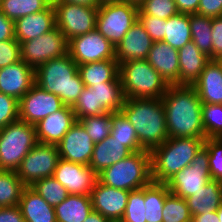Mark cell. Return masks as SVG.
Masks as SVG:
<instances>
[{
  "label": "cell",
  "instance_id": "obj_1",
  "mask_svg": "<svg viewBox=\"0 0 222 222\" xmlns=\"http://www.w3.org/2000/svg\"><path fill=\"white\" fill-rule=\"evenodd\" d=\"M168 138H205L202 101L193 86L170 85L161 98Z\"/></svg>",
  "mask_w": 222,
  "mask_h": 222
},
{
  "label": "cell",
  "instance_id": "obj_2",
  "mask_svg": "<svg viewBox=\"0 0 222 222\" xmlns=\"http://www.w3.org/2000/svg\"><path fill=\"white\" fill-rule=\"evenodd\" d=\"M120 112L133 125L144 150L151 152L168 139L161 98H125Z\"/></svg>",
  "mask_w": 222,
  "mask_h": 222
},
{
  "label": "cell",
  "instance_id": "obj_3",
  "mask_svg": "<svg viewBox=\"0 0 222 222\" xmlns=\"http://www.w3.org/2000/svg\"><path fill=\"white\" fill-rule=\"evenodd\" d=\"M35 84L60 97L72 106L84 88L77 63L67 53L51 59L35 69Z\"/></svg>",
  "mask_w": 222,
  "mask_h": 222
},
{
  "label": "cell",
  "instance_id": "obj_4",
  "mask_svg": "<svg viewBox=\"0 0 222 222\" xmlns=\"http://www.w3.org/2000/svg\"><path fill=\"white\" fill-rule=\"evenodd\" d=\"M206 138H168L151 153L152 182L165 184L172 176L189 166Z\"/></svg>",
  "mask_w": 222,
  "mask_h": 222
},
{
  "label": "cell",
  "instance_id": "obj_5",
  "mask_svg": "<svg viewBox=\"0 0 222 222\" xmlns=\"http://www.w3.org/2000/svg\"><path fill=\"white\" fill-rule=\"evenodd\" d=\"M98 181L116 189L134 191L148 186L151 178V153L132 152L126 158L104 169Z\"/></svg>",
  "mask_w": 222,
  "mask_h": 222
},
{
  "label": "cell",
  "instance_id": "obj_6",
  "mask_svg": "<svg viewBox=\"0 0 222 222\" xmlns=\"http://www.w3.org/2000/svg\"><path fill=\"white\" fill-rule=\"evenodd\" d=\"M119 76L125 98H162L170 86L146 59L120 63Z\"/></svg>",
  "mask_w": 222,
  "mask_h": 222
},
{
  "label": "cell",
  "instance_id": "obj_7",
  "mask_svg": "<svg viewBox=\"0 0 222 222\" xmlns=\"http://www.w3.org/2000/svg\"><path fill=\"white\" fill-rule=\"evenodd\" d=\"M38 143L35 125L20 119L0 129V170L16 171Z\"/></svg>",
  "mask_w": 222,
  "mask_h": 222
},
{
  "label": "cell",
  "instance_id": "obj_8",
  "mask_svg": "<svg viewBox=\"0 0 222 222\" xmlns=\"http://www.w3.org/2000/svg\"><path fill=\"white\" fill-rule=\"evenodd\" d=\"M139 8L124 1L100 4L96 17V30L114 47L138 21Z\"/></svg>",
  "mask_w": 222,
  "mask_h": 222
},
{
  "label": "cell",
  "instance_id": "obj_9",
  "mask_svg": "<svg viewBox=\"0 0 222 222\" xmlns=\"http://www.w3.org/2000/svg\"><path fill=\"white\" fill-rule=\"evenodd\" d=\"M55 9L56 27L67 40L96 29L98 7L52 1Z\"/></svg>",
  "mask_w": 222,
  "mask_h": 222
},
{
  "label": "cell",
  "instance_id": "obj_10",
  "mask_svg": "<svg viewBox=\"0 0 222 222\" xmlns=\"http://www.w3.org/2000/svg\"><path fill=\"white\" fill-rule=\"evenodd\" d=\"M66 36L55 27L43 35L20 43L21 60L36 69L45 62L68 53Z\"/></svg>",
  "mask_w": 222,
  "mask_h": 222
},
{
  "label": "cell",
  "instance_id": "obj_11",
  "mask_svg": "<svg viewBox=\"0 0 222 222\" xmlns=\"http://www.w3.org/2000/svg\"><path fill=\"white\" fill-rule=\"evenodd\" d=\"M60 159L57 145L38 142L23 158L16 170L18 177L31 187L36 181L54 174Z\"/></svg>",
  "mask_w": 222,
  "mask_h": 222
},
{
  "label": "cell",
  "instance_id": "obj_12",
  "mask_svg": "<svg viewBox=\"0 0 222 222\" xmlns=\"http://www.w3.org/2000/svg\"><path fill=\"white\" fill-rule=\"evenodd\" d=\"M211 179L208 151L203 146L196 153L191 164L177 172L165 184L171 193L185 199L196 193Z\"/></svg>",
  "mask_w": 222,
  "mask_h": 222
},
{
  "label": "cell",
  "instance_id": "obj_13",
  "mask_svg": "<svg viewBox=\"0 0 222 222\" xmlns=\"http://www.w3.org/2000/svg\"><path fill=\"white\" fill-rule=\"evenodd\" d=\"M68 54L77 65L116 59L113 44L96 29L69 40Z\"/></svg>",
  "mask_w": 222,
  "mask_h": 222
},
{
  "label": "cell",
  "instance_id": "obj_14",
  "mask_svg": "<svg viewBox=\"0 0 222 222\" xmlns=\"http://www.w3.org/2000/svg\"><path fill=\"white\" fill-rule=\"evenodd\" d=\"M64 106L65 104L59 96L34 84L19 100V119L28 124L36 125L40 120Z\"/></svg>",
  "mask_w": 222,
  "mask_h": 222
},
{
  "label": "cell",
  "instance_id": "obj_15",
  "mask_svg": "<svg viewBox=\"0 0 222 222\" xmlns=\"http://www.w3.org/2000/svg\"><path fill=\"white\" fill-rule=\"evenodd\" d=\"M53 177L67 190L68 194L91 195L98 175L87 165L59 159Z\"/></svg>",
  "mask_w": 222,
  "mask_h": 222
},
{
  "label": "cell",
  "instance_id": "obj_16",
  "mask_svg": "<svg viewBox=\"0 0 222 222\" xmlns=\"http://www.w3.org/2000/svg\"><path fill=\"white\" fill-rule=\"evenodd\" d=\"M129 192L97 181L90 195L93 210L111 222H120L126 210Z\"/></svg>",
  "mask_w": 222,
  "mask_h": 222
},
{
  "label": "cell",
  "instance_id": "obj_17",
  "mask_svg": "<svg viewBox=\"0 0 222 222\" xmlns=\"http://www.w3.org/2000/svg\"><path fill=\"white\" fill-rule=\"evenodd\" d=\"M94 142L77 121L57 144L61 159L89 166Z\"/></svg>",
  "mask_w": 222,
  "mask_h": 222
},
{
  "label": "cell",
  "instance_id": "obj_18",
  "mask_svg": "<svg viewBox=\"0 0 222 222\" xmlns=\"http://www.w3.org/2000/svg\"><path fill=\"white\" fill-rule=\"evenodd\" d=\"M35 84V69L23 60L0 68V92L18 101Z\"/></svg>",
  "mask_w": 222,
  "mask_h": 222
},
{
  "label": "cell",
  "instance_id": "obj_19",
  "mask_svg": "<svg viewBox=\"0 0 222 222\" xmlns=\"http://www.w3.org/2000/svg\"><path fill=\"white\" fill-rule=\"evenodd\" d=\"M76 122L73 109L71 106L65 105L35 125L37 141L57 145Z\"/></svg>",
  "mask_w": 222,
  "mask_h": 222
},
{
  "label": "cell",
  "instance_id": "obj_20",
  "mask_svg": "<svg viewBox=\"0 0 222 222\" xmlns=\"http://www.w3.org/2000/svg\"><path fill=\"white\" fill-rule=\"evenodd\" d=\"M153 42L138 20L115 47L117 62L120 64L130 60L146 59Z\"/></svg>",
  "mask_w": 222,
  "mask_h": 222
},
{
  "label": "cell",
  "instance_id": "obj_21",
  "mask_svg": "<svg viewBox=\"0 0 222 222\" xmlns=\"http://www.w3.org/2000/svg\"><path fill=\"white\" fill-rule=\"evenodd\" d=\"M146 60L169 85H179L178 50L163 41L153 42Z\"/></svg>",
  "mask_w": 222,
  "mask_h": 222
},
{
  "label": "cell",
  "instance_id": "obj_22",
  "mask_svg": "<svg viewBox=\"0 0 222 222\" xmlns=\"http://www.w3.org/2000/svg\"><path fill=\"white\" fill-rule=\"evenodd\" d=\"M15 39L21 43L35 39L56 27L55 9L51 3L45 10L33 13L14 22Z\"/></svg>",
  "mask_w": 222,
  "mask_h": 222
},
{
  "label": "cell",
  "instance_id": "obj_23",
  "mask_svg": "<svg viewBox=\"0 0 222 222\" xmlns=\"http://www.w3.org/2000/svg\"><path fill=\"white\" fill-rule=\"evenodd\" d=\"M192 86L196 89L202 104H222V64L220 61L210 60Z\"/></svg>",
  "mask_w": 222,
  "mask_h": 222
},
{
  "label": "cell",
  "instance_id": "obj_24",
  "mask_svg": "<svg viewBox=\"0 0 222 222\" xmlns=\"http://www.w3.org/2000/svg\"><path fill=\"white\" fill-rule=\"evenodd\" d=\"M178 55L179 85L192 86L199 79L210 58L201 52L192 40L178 50Z\"/></svg>",
  "mask_w": 222,
  "mask_h": 222
},
{
  "label": "cell",
  "instance_id": "obj_25",
  "mask_svg": "<svg viewBox=\"0 0 222 222\" xmlns=\"http://www.w3.org/2000/svg\"><path fill=\"white\" fill-rule=\"evenodd\" d=\"M131 153L121 142L109 135L101 142L94 144L89 167L98 175Z\"/></svg>",
  "mask_w": 222,
  "mask_h": 222
},
{
  "label": "cell",
  "instance_id": "obj_26",
  "mask_svg": "<svg viewBox=\"0 0 222 222\" xmlns=\"http://www.w3.org/2000/svg\"><path fill=\"white\" fill-rule=\"evenodd\" d=\"M18 206L25 222H57L54 207L31 187L23 190Z\"/></svg>",
  "mask_w": 222,
  "mask_h": 222
},
{
  "label": "cell",
  "instance_id": "obj_27",
  "mask_svg": "<svg viewBox=\"0 0 222 222\" xmlns=\"http://www.w3.org/2000/svg\"><path fill=\"white\" fill-rule=\"evenodd\" d=\"M185 200L192 217L206 212L217 211L222 204V183L211 179Z\"/></svg>",
  "mask_w": 222,
  "mask_h": 222
},
{
  "label": "cell",
  "instance_id": "obj_28",
  "mask_svg": "<svg viewBox=\"0 0 222 222\" xmlns=\"http://www.w3.org/2000/svg\"><path fill=\"white\" fill-rule=\"evenodd\" d=\"M54 209L57 222H83L93 210L91 196L69 194Z\"/></svg>",
  "mask_w": 222,
  "mask_h": 222
},
{
  "label": "cell",
  "instance_id": "obj_29",
  "mask_svg": "<svg viewBox=\"0 0 222 222\" xmlns=\"http://www.w3.org/2000/svg\"><path fill=\"white\" fill-rule=\"evenodd\" d=\"M84 87L111 82L119 75V63L116 59H107L78 65Z\"/></svg>",
  "mask_w": 222,
  "mask_h": 222
},
{
  "label": "cell",
  "instance_id": "obj_30",
  "mask_svg": "<svg viewBox=\"0 0 222 222\" xmlns=\"http://www.w3.org/2000/svg\"><path fill=\"white\" fill-rule=\"evenodd\" d=\"M89 88L95 90L97 106L104 113L120 112L125 102V96L119 75L111 82H104Z\"/></svg>",
  "mask_w": 222,
  "mask_h": 222
},
{
  "label": "cell",
  "instance_id": "obj_31",
  "mask_svg": "<svg viewBox=\"0 0 222 222\" xmlns=\"http://www.w3.org/2000/svg\"><path fill=\"white\" fill-rule=\"evenodd\" d=\"M191 40L190 14L178 13L166 19L163 42L179 50Z\"/></svg>",
  "mask_w": 222,
  "mask_h": 222
},
{
  "label": "cell",
  "instance_id": "obj_32",
  "mask_svg": "<svg viewBox=\"0 0 222 222\" xmlns=\"http://www.w3.org/2000/svg\"><path fill=\"white\" fill-rule=\"evenodd\" d=\"M170 193L166 184L151 182L145 187V218L146 222H162L163 205Z\"/></svg>",
  "mask_w": 222,
  "mask_h": 222
},
{
  "label": "cell",
  "instance_id": "obj_33",
  "mask_svg": "<svg viewBox=\"0 0 222 222\" xmlns=\"http://www.w3.org/2000/svg\"><path fill=\"white\" fill-rule=\"evenodd\" d=\"M26 187L16 171L0 170V208L18 206Z\"/></svg>",
  "mask_w": 222,
  "mask_h": 222
},
{
  "label": "cell",
  "instance_id": "obj_34",
  "mask_svg": "<svg viewBox=\"0 0 222 222\" xmlns=\"http://www.w3.org/2000/svg\"><path fill=\"white\" fill-rule=\"evenodd\" d=\"M190 29L196 47L212 60V18L190 14Z\"/></svg>",
  "mask_w": 222,
  "mask_h": 222
},
{
  "label": "cell",
  "instance_id": "obj_35",
  "mask_svg": "<svg viewBox=\"0 0 222 222\" xmlns=\"http://www.w3.org/2000/svg\"><path fill=\"white\" fill-rule=\"evenodd\" d=\"M111 123V137L121 142L131 152L146 151L141 147L133 125L121 112H112Z\"/></svg>",
  "mask_w": 222,
  "mask_h": 222
},
{
  "label": "cell",
  "instance_id": "obj_36",
  "mask_svg": "<svg viewBox=\"0 0 222 222\" xmlns=\"http://www.w3.org/2000/svg\"><path fill=\"white\" fill-rule=\"evenodd\" d=\"M52 0H0V11L14 22L21 17L45 10Z\"/></svg>",
  "mask_w": 222,
  "mask_h": 222
},
{
  "label": "cell",
  "instance_id": "obj_37",
  "mask_svg": "<svg viewBox=\"0 0 222 222\" xmlns=\"http://www.w3.org/2000/svg\"><path fill=\"white\" fill-rule=\"evenodd\" d=\"M31 188L53 207L59 205L69 195L66 188L53 176L36 181Z\"/></svg>",
  "mask_w": 222,
  "mask_h": 222
},
{
  "label": "cell",
  "instance_id": "obj_38",
  "mask_svg": "<svg viewBox=\"0 0 222 222\" xmlns=\"http://www.w3.org/2000/svg\"><path fill=\"white\" fill-rule=\"evenodd\" d=\"M162 211V222H191L192 220L186 200L171 192L165 198Z\"/></svg>",
  "mask_w": 222,
  "mask_h": 222
},
{
  "label": "cell",
  "instance_id": "obj_39",
  "mask_svg": "<svg viewBox=\"0 0 222 222\" xmlns=\"http://www.w3.org/2000/svg\"><path fill=\"white\" fill-rule=\"evenodd\" d=\"M111 118L112 112L99 116H87L79 119L78 122L85 128L92 141L98 143L110 135Z\"/></svg>",
  "mask_w": 222,
  "mask_h": 222
},
{
  "label": "cell",
  "instance_id": "obj_40",
  "mask_svg": "<svg viewBox=\"0 0 222 222\" xmlns=\"http://www.w3.org/2000/svg\"><path fill=\"white\" fill-rule=\"evenodd\" d=\"M205 138H222V104H202Z\"/></svg>",
  "mask_w": 222,
  "mask_h": 222
},
{
  "label": "cell",
  "instance_id": "obj_41",
  "mask_svg": "<svg viewBox=\"0 0 222 222\" xmlns=\"http://www.w3.org/2000/svg\"><path fill=\"white\" fill-rule=\"evenodd\" d=\"M71 108L73 109L77 121L87 116H99L105 114L97 106V97L95 90L89 87L83 88L81 95L71 106Z\"/></svg>",
  "mask_w": 222,
  "mask_h": 222
},
{
  "label": "cell",
  "instance_id": "obj_42",
  "mask_svg": "<svg viewBox=\"0 0 222 222\" xmlns=\"http://www.w3.org/2000/svg\"><path fill=\"white\" fill-rule=\"evenodd\" d=\"M144 202L145 187L130 191L126 210L120 222H146Z\"/></svg>",
  "mask_w": 222,
  "mask_h": 222
},
{
  "label": "cell",
  "instance_id": "obj_43",
  "mask_svg": "<svg viewBox=\"0 0 222 222\" xmlns=\"http://www.w3.org/2000/svg\"><path fill=\"white\" fill-rule=\"evenodd\" d=\"M138 8V14L165 20L179 13L174 0H145Z\"/></svg>",
  "mask_w": 222,
  "mask_h": 222
},
{
  "label": "cell",
  "instance_id": "obj_44",
  "mask_svg": "<svg viewBox=\"0 0 222 222\" xmlns=\"http://www.w3.org/2000/svg\"><path fill=\"white\" fill-rule=\"evenodd\" d=\"M204 146L208 151L210 176L222 183V138H206Z\"/></svg>",
  "mask_w": 222,
  "mask_h": 222
},
{
  "label": "cell",
  "instance_id": "obj_45",
  "mask_svg": "<svg viewBox=\"0 0 222 222\" xmlns=\"http://www.w3.org/2000/svg\"><path fill=\"white\" fill-rule=\"evenodd\" d=\"M19 119V101L0 92V129Z\"/></svg>",
  "mask_w": 222,
  "mask_h": 222
},
{
  "label": "cell",
  "instance_id": "obj_46",
  "mask_svg": "<svg viewBox=\"0 0 222 222\" xmlns=\"http://www.w3.org/2000/svg\"><path fill=\"white\" fill-rule=\"evenodd\" d=\"M139 22L144 26L150 38L156 41H163L165 35L166 20L146 14H138Z\"/></svg>",
  "mask_w": 222,
  "mask_h": 222
},
{
  "label": "cell",
  "instance_id": "obj_47",
  "mask_svg": "<svg viewBox=\"0 0 222 222\" xmlns=\"http://www.w3.org/2000/svg\"><path fill=\"white\" fill-rule=\"evenodd\" d=\"M21 60L20 43L16 39L0 41V68Z\"/></svg>",
  "mask_w": 222,
  "mask_h": 222
},
{
  "label": "cell",
  "instance_id": "obj_48",
  "mask_svg": "<svg viewBox=\"0 0 222 222\" xmlns=\"http://www.w3.org/2000/svg\"><path fill=\"white\" fill-rule=\"evenodd\" d=\"M222 58V16L212 18V60Z\"/></svg>",
  "mask_w": 222,
  "mask_h": 222
},
{
  "label": "cell",
  "instance_id": "obj_49",
  "mask_svg": "<svg viewBox=\"0 0 222 222\" xmlns=\"http://www.w3.org/2000/svg\"><path fill=\"white\" fill-rule=\"evenodd\" d=\"M197 14L211 18L222 16V0H200Z\"/></svg>",
  "mask_w": 222,
  "mask_h": 222
},
{
  "label": "cell",
  "instance_id": "obj_50",
  "mask_svg": "<svg viewBox=\"0 0 222 222\" xmlns=\"http://www.w3.org/2000/svg\"><path fill=\"white\" fill-rule=\"evenodd\" d=\"M15 39L14 21L0 11V41Z\"/></svg>",
  "mask_w": 222,
  "mask_h": 222
},
{
  "label": "cell",
  "instance_id": "obj_51",
  "mask_svg": "<svg viewBox=\"0 0 222 222\" xmlns=\"http://www.w3.org/2000/svg\"><path fill=\"white\" fill-rule=\"evenodd\" d=\"M0 222H25L19 206L1 207Z\"/></svg>",
  "mask_w": 222,
  "mask_h": 222
},
{
  "label": "cell",
  "instance_id": "obj_52",
  "mask_svg": "<svg viewBox=\"0 0 222 222\" xmlns=\"http://www.w3.org/2000/svg\"><path fill=\"white\" fill-rule=\"evenodd\" d=\"M179 13L195 14L200 0H174Z\"/></svg>",
  "mask_w": 222,
  "mask_h": 222
},
{
  "label": "cell",
  "instance_id": "obj_53",
  "mask_svg": "<svg viewBox=\"0 0 222 222\" xmlns=\"http://www.w3.org/2000/svg\"><path fill=\"white\" fill-rule=\"evenodd\" d=\"M191 222H220L217 211L194 215Z\"/></svg>",
  "mask_w": 222,
  "mask_h": 222
},
{
  "label": "cell",
  "instance_id": "obj_54",
  "mask_svg": "<svg viewBox=\"0 0 222 222\" xmlns=\"http://www.w3.org/2000/svg\"><path fill=\"white\" fill-rule=\"evenodd\" d=\"M83 222H111L108 218L104 217L97 211L92 210L89 216Z\"/></svg>",
  "mask_w": 222,
  "mask_h": 222
},
{
  "label": "cell",
  "instance_id": "obj_55",
  "mask_svg": "<svg viewBox=\"0 0 222 222\" xmlns=\"http://www.w3.org/2000/svg\"><path fill=\"white\" fill-rule=\"evenodd\" d=\"M52 1H63V2L75 3L92 7H99L100 5L97 0H52Z\"/></svg>",
  "mask_w": 222,
  "mask_h": 222
},
{
  "label": "cell",
  "instance_id": "obj_56",
  "mask_svg": "<svg viewBox=\"0 0 222 222\" xmlns=\"http://www.w3.org/2000/svg\"><path fill=\"white\" fill-rule=\"evenodd\" d=\"M122 1L139 7L145 0H122Z\"/></svg>",
  "mask_w": 222,
  "mask_h": 222
},
{
  "label": "cell",
  "instance_id": "obj_57",
  "mask_svg": "<svg viewBox=\"0 0 222 222\" xmlns=\"http://www.w3.org/2000/svg\"><path fill=\"white\" fill-rule=\"evenodd\" d=\"M99 4L111 3V2H119L122 0H97Z\"/></svg>",
  "mask_w": 222,
  "mask_h": 222
},
{
  "label": "cell",
  "instance_id": "obj_58",
  "mask_svg": "<svg viewBox=\"0 0 222 222\" xmlns=\"http://www.w3.org/2000/svg\"><path fill=\"white\" fill-rule=\"evenodd\" d=\"M217 214H218L220 222H222V204L217 209Z\"/></svg>",
  "mask_w": 222,
  "mask_h": 222
}]
</instances>
